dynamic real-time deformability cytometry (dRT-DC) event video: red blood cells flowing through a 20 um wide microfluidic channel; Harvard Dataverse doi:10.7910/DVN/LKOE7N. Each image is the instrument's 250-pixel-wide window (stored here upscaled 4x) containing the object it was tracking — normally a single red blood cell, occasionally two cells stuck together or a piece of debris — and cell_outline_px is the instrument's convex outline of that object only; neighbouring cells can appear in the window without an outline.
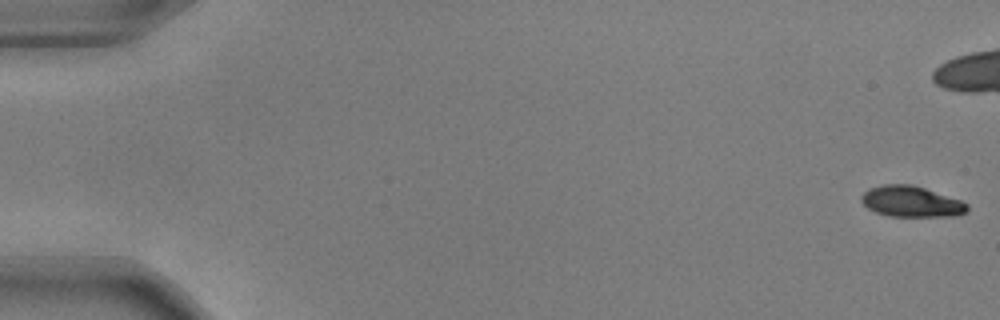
{"species": "common noctule bat (a hibernating species)", "species_latin": "Nyctalus noctula", "temperature_condition": "warm", "stored_images_in_passage": 55, "camera_frame_rate_fps": 3000, "um_per_image_px": 0.085, "animal": {"sex": "male", "body_mass_g": 17.9, "forearm_length_mm": 54.2}, "frame": {"image": 1, "passage_image": 1, "time_ms": 0.0, "image_size_px": [1000, 320], "cell_outline_px": [[968, 212], [956, 216], [888, 216], [876, 212], [868, 208], [860, 200], [860, 196], [868, 188], [884, 184], [912, 184], [960, 200], [968, 204]], "centroid_in_image_um": [77.44, 17.13], "position_along_channel_um": 7.6, "area_um2": 19.07}}
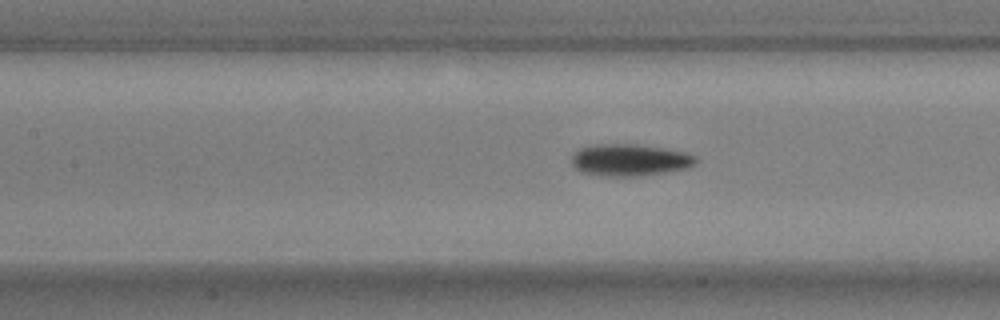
{"frame": {"image": 2, "passage_image": 25, "time_ms": 8.0, "image_size_px": [1000, 320], "cell_outline_px": [[696, 164], [688, 168], [640, 176], [600, 176], [580, 172], [572, 164], [572, 152], [580, 148], [592, 144], [636, 144], [664, 148], [688, 152], [696, 156]], "centroid_in_image_um": [53.51, 13.59], "position_along_channel_um": 153.9, "area_um2": 23.41}}
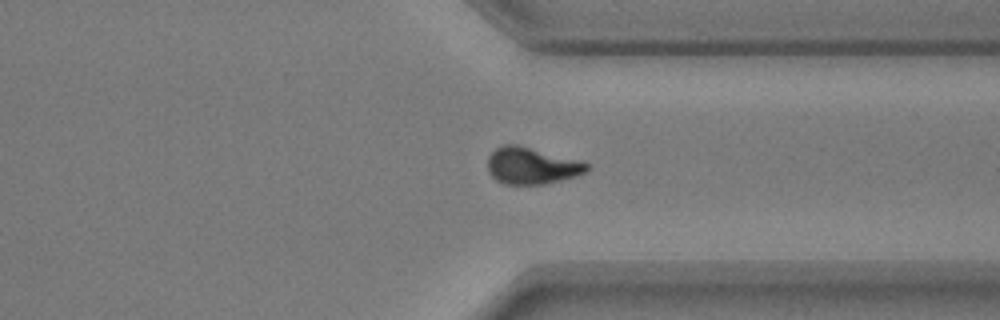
{"frame": {"image": 3, "passage_image": 42, "time_ms": 13.667, "image_size_px": [1000, 320], "cell_outline_px": [[588, 168], [584, 172], [560, 180], [544, 184], [504, 184], [496, 180], [488, 172], [488, 156], [496, 148], [504, 144], [516, 144], [584, 160], [588, 164]], "centroid_in_image_um": [45.18, 14.07], "position_along_channel_um": 366.2, "area_um2": 21.27}, "authors_computed_cell_mechanics": {"area_um2": 21.3282, "velocity_mm_per_s": 3.7519, "shape_relaxation_time_tau1_ms": 3.5179, "shape_relaxation_time_tau2_ms": 3.9585, "deformation_change_tau1": 0.1682, "deformation_change_tau2": 0.0774}}